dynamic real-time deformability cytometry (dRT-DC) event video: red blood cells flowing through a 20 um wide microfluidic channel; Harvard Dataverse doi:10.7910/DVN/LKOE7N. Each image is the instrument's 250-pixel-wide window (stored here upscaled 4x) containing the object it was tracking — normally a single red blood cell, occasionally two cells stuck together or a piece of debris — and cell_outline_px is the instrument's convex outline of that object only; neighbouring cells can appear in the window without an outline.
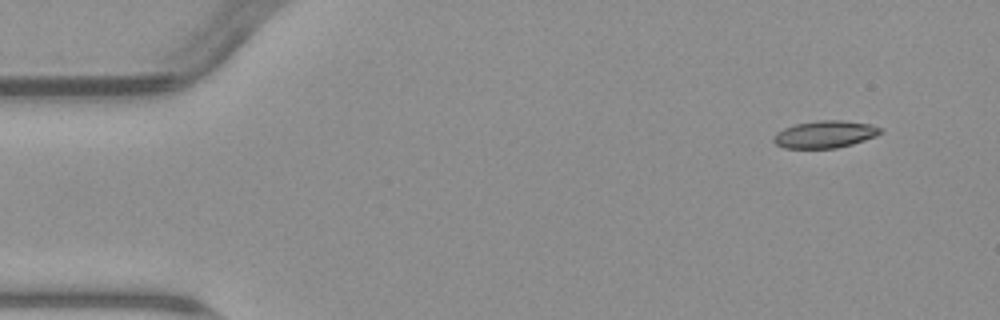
{"species": "common noctule bat (a hibernating species)", "species_latin": "Nyctalus noctula", "temperature_condition": "warm", "stored_images_in_passage": 4, "camera_frame_rate_fps": 3000, "um_per_image_px": 0.085, "animal": {"sex": "male", "body_mass_g": 23.1, "forearm_length_mm": 52.7}, "frame": {"image": 1, "passage_image": 1, "time_ms": 0.0, "image_size_px": [1000, 320], "cell_outline_px": [[884, 132], [876, 136], [852, 144], [836, 148], [784, 148], [776, 144], [772, 140], [772, 136], [776, 132], [784, 128], [796, 124], [820, 120], [840, 120], [872, 124], [884, 128]], "centroid_in_image_um": [70.14, 11.41], "position_along_channel_um": 14.9, "area_um2": 17.11}}
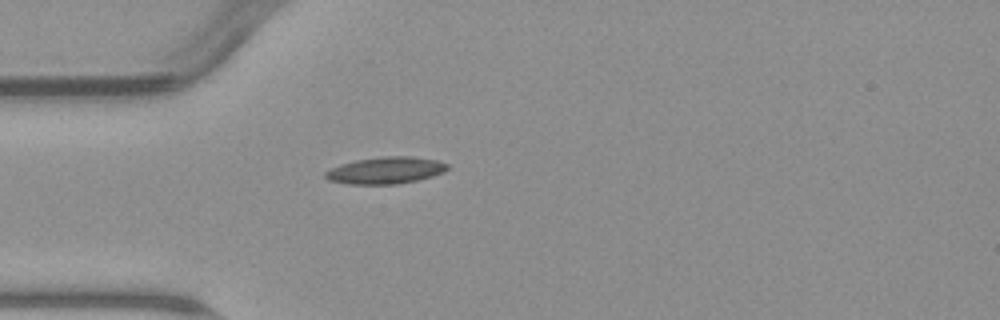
{"frame": {"image": 2, "passage_image": 4, "time_ms": 3.667, "image_size_px": [1000, 320], "cell_outline_px": [[448, 168], [444, 172], [432, 176], [416, 180], [396, 184], [348, 184], [328, 180], [324, 176], [324, 172], [340, 164], [356, 160], [380, 156], [408, 156], [436, 160], [448, 164]], "centroid_in_image_um": [32.75, 14.48], "position_along_channel_um": 52.2, "area_um2": 19.02}}